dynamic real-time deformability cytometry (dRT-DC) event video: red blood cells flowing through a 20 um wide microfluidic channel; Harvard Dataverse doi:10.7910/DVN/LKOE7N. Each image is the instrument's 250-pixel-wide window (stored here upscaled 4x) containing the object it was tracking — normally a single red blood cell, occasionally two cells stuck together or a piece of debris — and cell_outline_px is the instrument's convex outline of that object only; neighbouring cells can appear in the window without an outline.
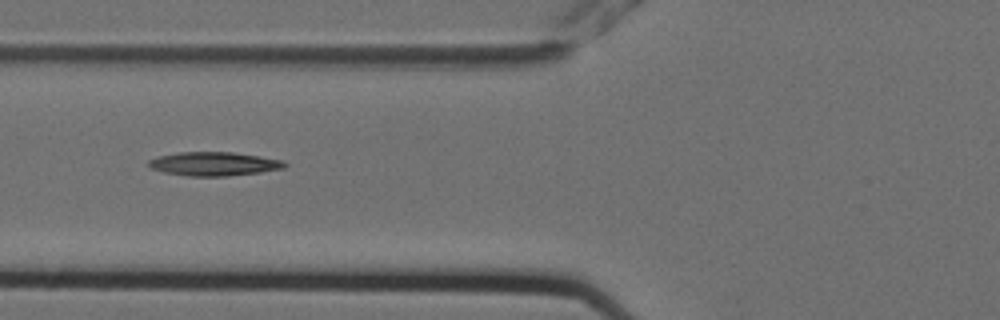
{"species": "Egyptian fruit bat (a non-hibernating species)", "species_latin": "Rousettus aegyptiacus", "temperature_condition": "cold", "stored_images_in_passage": 11, "camera_frame_rate_fps": 3000, "um_per_image_px": 0.085, "animal": {"sex": "female"}, "frame": {"image": 1, "passage_image": 7, "time_ms": 2.0, "image_size_px": [1000, 320], "cell_outline_px": [[288, 164], [284, 168], [260, 172], [228, 176], [188, 176], [164, 172], [152, 168], [148, 164], [148, 160], [160, 156], [180, 152], [232, 152], [260, 156], [280, 160]], "centroid_in_image_um": [18.19, 13.93], "position_along_channel_um": 107.6, "area_um2": 18.67}}
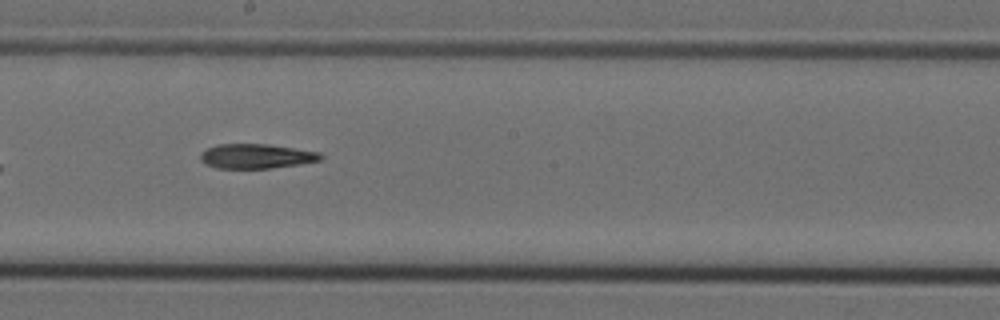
{"frame": {"image": 2, "passage_image": 10, "time_ms": 3.0, "image_size_px": [1000, 320], "cell_outline_px": [[324, 156], [320, 160], [300, 164], [272, 168], [216, 168], [204, 164], [200, 160], [200, 152], [208, 148], [220, 144], [268, 144], [320, 152]], "centroid_in_image_um": [21.77, 13.28], "position_along_channel_um": 226.4, "area_um2": 17.28}}
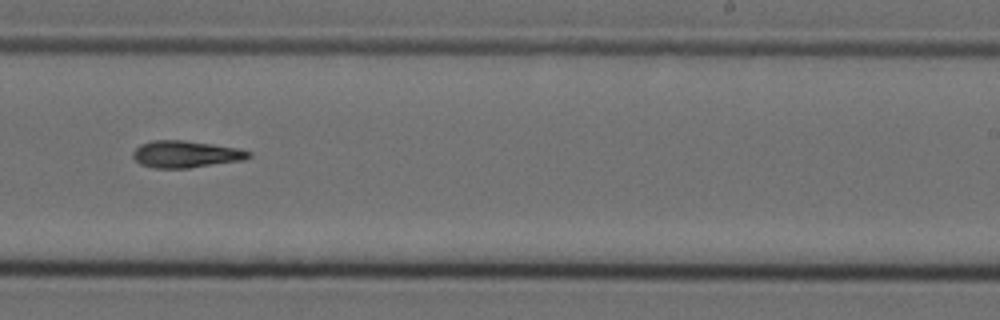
{"frame": {"image": 3, "passage_image": 11, "time_ms": 3.333, "image_size_px": [1000, 320], "cell_outline_px": [[252, 156], [244, 160], [188, 168], [152, 168], [140, 164], [132, 156], [132, 152], [140, 144], [152, 140], [184, 140], [212, 144], [236, 148], [252, 152]], "centroid_in_image_um": [15.77, 13.11], "position_along_channel_um": 273.2, "area_um2": 18.21}}